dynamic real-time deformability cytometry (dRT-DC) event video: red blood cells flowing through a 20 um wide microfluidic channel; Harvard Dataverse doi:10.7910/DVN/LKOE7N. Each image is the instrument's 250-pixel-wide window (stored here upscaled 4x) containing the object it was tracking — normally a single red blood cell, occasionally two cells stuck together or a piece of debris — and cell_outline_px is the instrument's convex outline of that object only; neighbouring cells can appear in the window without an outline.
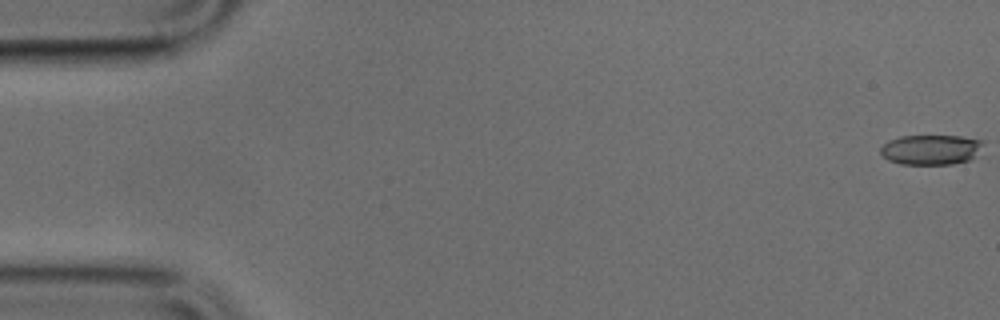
{"species": "common noctule bat (a hibernating species)", "species_latin": "Nyctalus noctula", "temperature_condition": "cold", "stored_images_in_passage": 50, "camera_frame_rate_fps": 3000, "um_per_image_px": 0.085, "animal": {"sex": "male", "body_mass_g": 17.9, "forearm_length_mm": 54.2}, "frame": {"image": 1, "passage_image": 1, "time_ms": 0.0, "image_size_px": [1000, 320], "cell_outline_px": [[984, 140], [972, 156], [968, 160], [952, 164], [900, 164], [888, 160], [880, 152], [880, 148], [888, 140], [900, 136], [960, 136]], "centroid_in_image_um": [79.05, 12.71], "position_along_channel_um": 6.0, "area_um2": 17.63}}
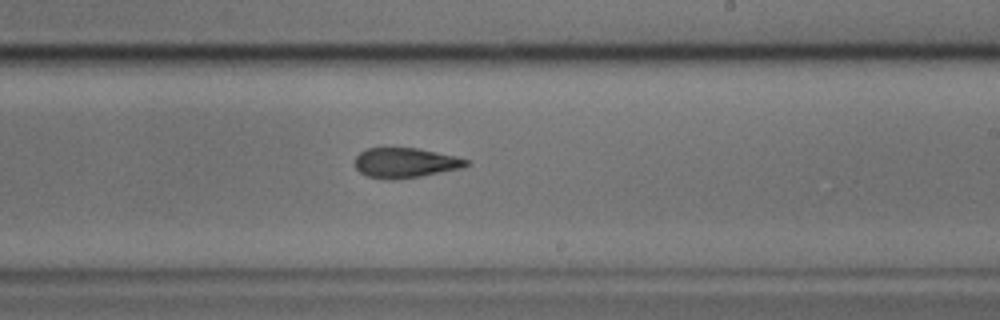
{"frame": {"image": 2, "passage_image": 30, "time_ms": 9.667, "image_size_px": [1000, 320], "cell_outline_px": [[472, 164], [460, 168], [420, 176], [392, 180], [368, 176], [360, 172], [352, 164], [356, 156], [360, 152], [368, 148], [416, 148], [456, 156], [468, 160]], "centroid_in_image_um": [34.42, 13.83], "position_along_channel_um": 254.6, "area_um2": 19.36}}
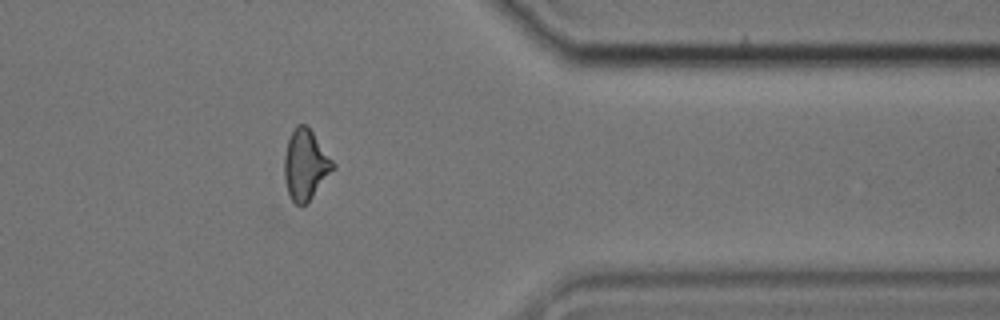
{"frame": {"image": 3, "passage_image": 41, "time_ms": 13.333, "image_size_px": [1000, 320], "cell_outline_px": [[336, 168], [312, 196], [304, 204], [296, 204], [292, 200], [288, 192], [284, 180], [284, 156], [288, 140], [296, 124], [304, 124], [312, 132], [336, 164]], "centroid_in_image_um": [25.97, 14.0], "position_along_channel_um": 385.4, "area_um2": 19.65}}